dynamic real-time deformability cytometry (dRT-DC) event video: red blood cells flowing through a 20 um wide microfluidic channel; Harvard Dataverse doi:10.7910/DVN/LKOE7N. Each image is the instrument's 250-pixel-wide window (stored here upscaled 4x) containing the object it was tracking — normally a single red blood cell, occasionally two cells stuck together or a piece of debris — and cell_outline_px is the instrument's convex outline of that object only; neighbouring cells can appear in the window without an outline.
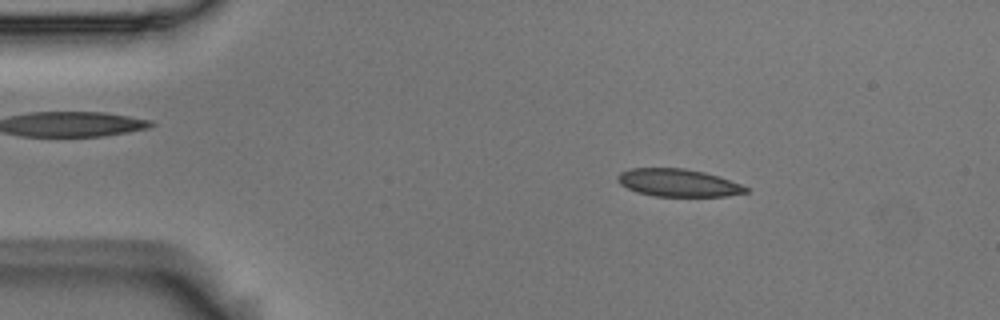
{"species": "Egyptian fruit bat (a non-hibernating species)", "species_latin": "Rousettus aegyptiacus", "temperature_condition": "room temperature", "stored_images_in_passage": 53, "camera_frame_rate_fps": 3000, "um_per_image_px": 0.085, "animal": {"sex": "male"}, "frame": {"image": 1, "passage_image": 8, "time_ms": 2.333, "image_size_px": [1000, 320], "cell_outline_px": [[748, 192], [724, 196], [656, 196], [636, 192], [620, 184], [616, 176], [620, 172], [632, 168], [684, 168], [704, 172], [720, 176], [740, 184], [748, 188]], "centroid_in_image_um": [57.63, 15.53], "position_along_channel_um": 27.4, "area_um2": 20.58}}
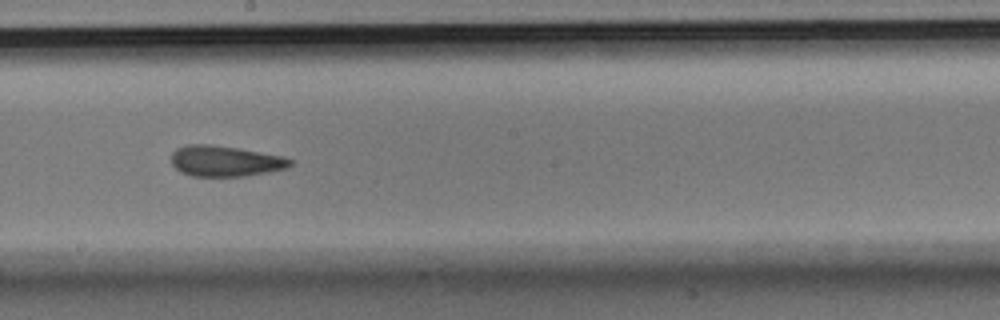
{"frame": {"image": 2, "passage_image": 29, "time_ms": 9.333, "image_size_px": [1000, 320], "cell_outline_px": [[292, 164], [284, 168], [268, 172], [244, 176], [192, 176], [180, 172], [172, 164], [172, 152], [176, 148], [188, 144], [212, 144], [236, 148], [280, 156], [292, 160]], "centroid_in_image_um": [19.07, 13.69], "position_along_channel_um": 229.1, "area_um2": 21.04}}
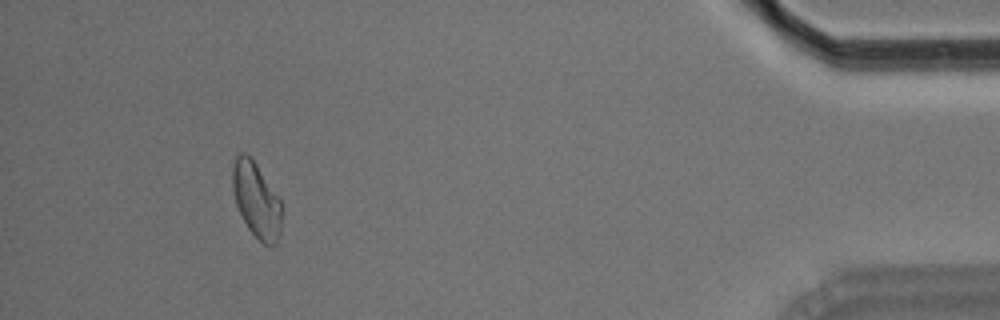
{"frame": {"image": 3, "passage_image": 49, "time_ms": 16.0, "image_size_px": [1000, 320], "cell_outline_px": [[284, 208], [280, 240], [276, 244], [264, 244], [248, 228], [236, 204], [232, 188], [232, 168], [236, 156], [240, 152], [244, 152], [256, 164], [280, 200]], "centroid_in_image_um": [21.83, 17.04], "position_along_channel_um": 413.4, "area_um2": 21.62}, "authors_computed_cell_mechanics": {"area_um2": 21.675, "velocity_mm_per_s": 3.7118, "shape_relaxation_time_tau1_ms": 7.3741, "shape_relaxation_time_tau2_ms": 1.9246, "deformation_change_tau1": 0.1349, "deformation_change_tau2": 0.0555}}